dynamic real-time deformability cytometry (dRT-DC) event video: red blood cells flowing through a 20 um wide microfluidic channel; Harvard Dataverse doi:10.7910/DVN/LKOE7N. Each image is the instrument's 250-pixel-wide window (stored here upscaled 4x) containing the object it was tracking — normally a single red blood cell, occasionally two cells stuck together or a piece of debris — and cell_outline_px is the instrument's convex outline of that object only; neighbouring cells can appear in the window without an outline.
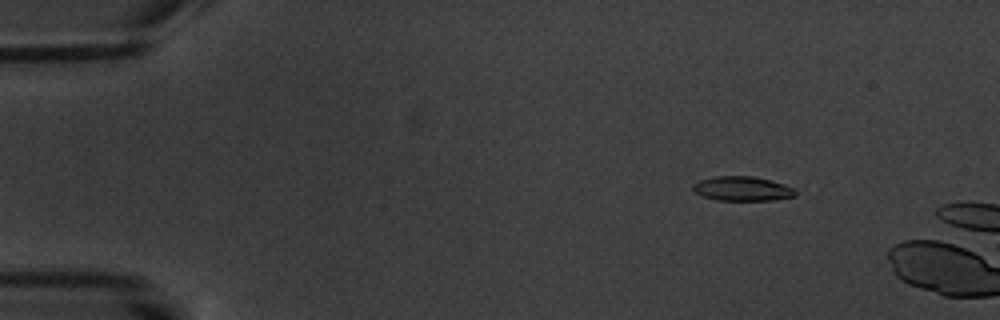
{"species": "common noctule bat (a hibernating species)", "species_latin": "Nyctalus noctula", "temperature_condition": "warm", "stored_images_in_passage": 2, "camera_frame_rate_fps": 3000, "um_per_image_px": 0.085, "animal": {"sex": "male", "body_mass_g": 20.1, "forearm_length_mm": 53.5}, "frame": {"image": 1, "passage_image": 1, "time_ms": 0.0, "image_size_px": [1000, 320], "cell_outline_px": [[796, 196], [772, 200], [716, 200], [704, 196], [696, 192], [692, 188], [692, 184], [700, 180], [712, 176], [752, 176], [784, 184], [796, 188]], "centroid_in_image_um": [63.11, 16.03], "position_along_channel_um": 21.9, "area_um2": 14.57}}